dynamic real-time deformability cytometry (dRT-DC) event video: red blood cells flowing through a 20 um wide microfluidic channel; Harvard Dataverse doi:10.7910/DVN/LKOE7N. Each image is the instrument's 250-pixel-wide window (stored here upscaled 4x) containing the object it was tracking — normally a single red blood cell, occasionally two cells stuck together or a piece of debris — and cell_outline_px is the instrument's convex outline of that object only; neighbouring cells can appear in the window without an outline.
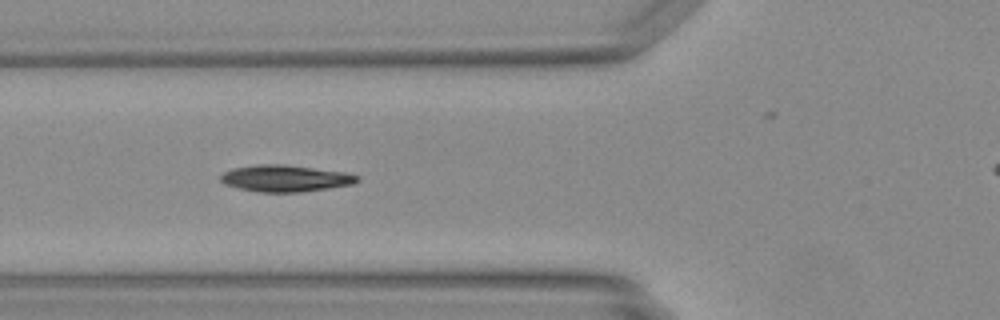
{"species": "Egyptian fruit bat (a non-hibernating species)", "species_latin": "Rousettus aegyptiacus", "temperature_condition": "warm", "stored_images_in_passage": 37, "camera_frame_rate_fps": 3000, "um_per_image_px": 0.085, "animal": {"sex": "female"}, "frame": {"image": 1, "passage_image": 11, "time_ms": 3.333, "image_size_px": [1000, 320], "cell_outline_px": [[360, 180], [356, 184], [300, 192], [260, 192], [240, 188], [224, 184], [220, 180], [220, 176], [224, 172], [232, 168], [256, 164], [280, 164], [344, 172], [360, 176]], "centroid_in_image_um": [24.26, 15.16], "position_along_channel_um": 101.5, "area_um2": 21.15}}